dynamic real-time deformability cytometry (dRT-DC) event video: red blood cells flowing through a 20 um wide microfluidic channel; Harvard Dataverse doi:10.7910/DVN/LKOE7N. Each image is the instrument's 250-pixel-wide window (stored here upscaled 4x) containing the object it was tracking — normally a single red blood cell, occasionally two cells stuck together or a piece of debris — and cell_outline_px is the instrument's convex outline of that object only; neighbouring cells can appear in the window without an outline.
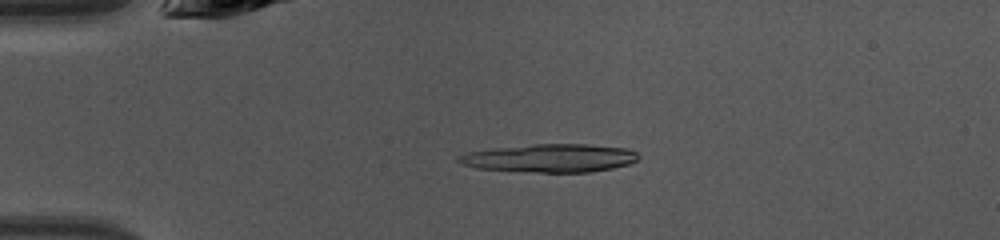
{"species": "common noctule bat (a hibernating species)", "species_latin": "Nyctalus noctula", "temperature_condition": "warm", "stored_images_in_passage": 15, "camera_frame_rate_fps": 3000, "um_per_image_px": 0.085, "animal": {"sex": "female", "body_mass_g": 10.0, "forearm_length_mm": 53.1}, "frame": {"image": 1, "passage_image": 11, "time_ms": 3.333, "image_size_px": [1000, 240], "cell_outline_px": [[640, 156], [636, 160], [628, 164], [612, 168], [588, 172], [540, 172], [476, 168], [464, 164], [456, 160], [456, 156], [468, 152], [492, 148], [532, 144], [588, 144], [628, 148], [636, 152]], "centroid_in_image_um": [46.76, 13.42], "position_along_channel_um": 38.2, "area_um2": 29.48}}